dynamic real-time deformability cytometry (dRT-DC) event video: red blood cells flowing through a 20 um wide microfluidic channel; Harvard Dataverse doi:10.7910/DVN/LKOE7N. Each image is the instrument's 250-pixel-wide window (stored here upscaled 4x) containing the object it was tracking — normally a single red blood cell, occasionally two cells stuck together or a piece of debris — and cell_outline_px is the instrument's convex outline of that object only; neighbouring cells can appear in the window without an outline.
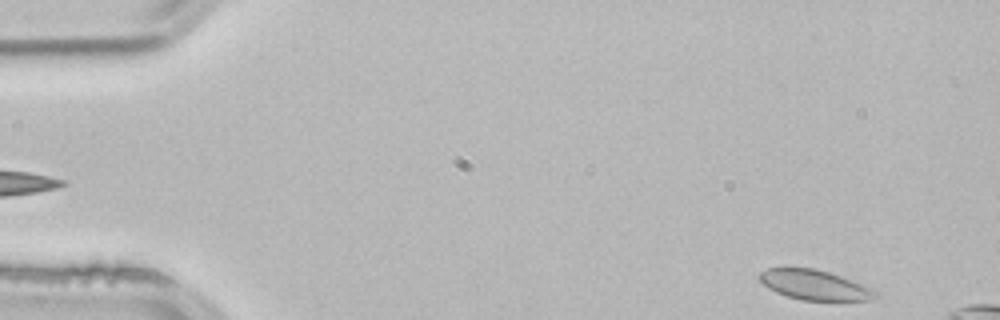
{"species": "common noctule bat (a hibernating species)", "species_latin": "Nyctalus noctula", "temperature_condition": "room temperature", "stored_images_in_passage": 3, "segment_of_instrument_passage": [2, 2], "camera_frame_rate_fps": 3000, "um_per_image_px": 0.085, "animal": {"sex": "male", "body_mass_g": 21.5, "forearm_length_mm": 52.0}, "frame": {"image": 1, "passage_image": 3, "time_ms": 0.667, "image_size_px": [1000, 320], "cell_outline_px": [[880, 296], [872, 300], [800, 300], [776, 292], [768, 288], [756, 276], [760, 272], [768, 268], [812, 268], [828, 272], [840, 276], [860, 284], [876, 292]], "centroid_in_image_um": [69.19, 24.22], "position_along_channel_um": 15.8, "area_um2": 19.88}}